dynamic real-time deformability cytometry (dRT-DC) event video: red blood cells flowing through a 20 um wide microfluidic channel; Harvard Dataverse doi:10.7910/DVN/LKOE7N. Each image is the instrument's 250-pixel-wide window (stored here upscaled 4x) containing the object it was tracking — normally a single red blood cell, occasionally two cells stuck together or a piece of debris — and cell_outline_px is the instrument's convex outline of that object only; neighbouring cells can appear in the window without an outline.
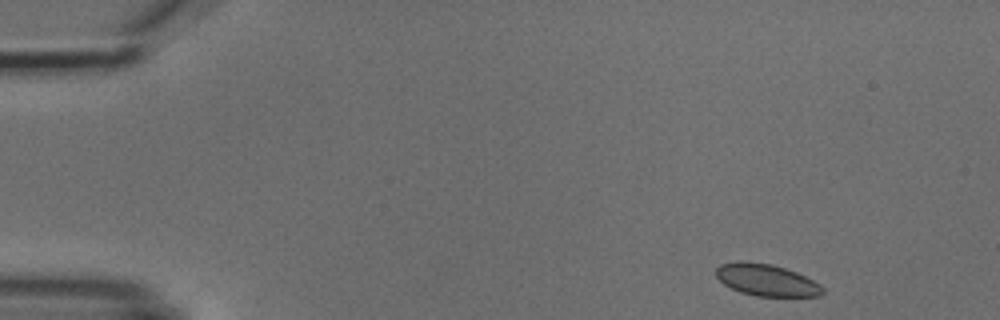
{"species": "common noctule bat (a hibernating species)", "species_latin": "Nyctalus noctula", "temperature_condition": "cold", "stored_images_in_passage": 4, "camera_frame_rate_fps": 3000, "um_per_image_px": 0.085, "animal": {"sex": "male", "body_mass_g": 18.8}, "frame": {"image": 1, "passage_image": 1, "time_ms": 0.0, "image_size_px": [1000, 320], "cell_outline_px": [[824, 292], [820, 296], [756, 296], [740, 292], [724, 284], [716, 276], [716, 268], [720, 264], [736, 260], [744, 260], [772, 264], [796, 272], [820, 284], [824, 288]], "centroid_in_image_um": [65.12, 23.79], "position_along_channel_um": 19.9, "area_um2": 19.88}}
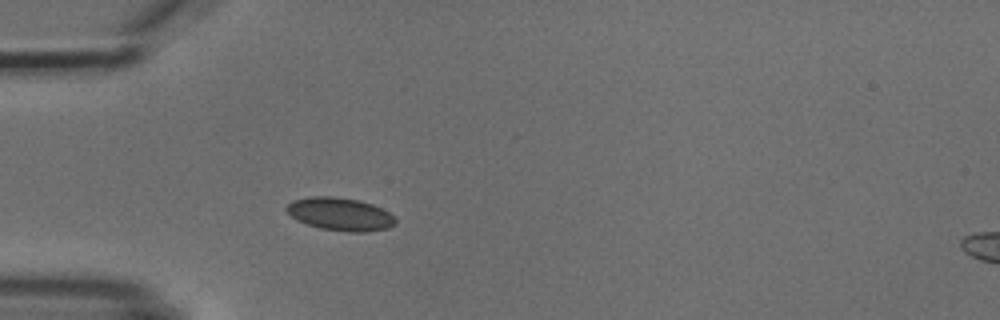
{"frame": {"image": 2, "passage_image": 4, "time_ms": 3.333, "image_size_px": [1000, 320], "cell_outline_px": [[396, 224], [388, 228], [368, 232], [348, 232], [320, 228], [296, 220], [284, 208], [292, 200], [308, 196], [332, 196], [360, 200], [372, 204], [388, 212], [396, 220]], "centroid_in_image_um": [28.9, 18.19], "position_along_channel_um": 56.1, "area_um2": 20.98}}